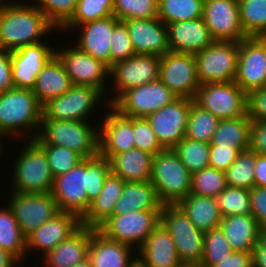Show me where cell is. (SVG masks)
<instances>
[{
    "label": "cell",
    "instance_id": "cell-1",
    "mask_svg": "<svg viewBox=\"0 0 266 267\" xmlns=\"http://www.w3.org/2000/svg\"><path fill=\"white\" fill-rule=\"evenodd\" d=\"M58 30L35 5L4 0L0 6V48L13 51L43 42ZM44 36V37H43Z\"/></svg>",
    "mask_w": 266,
    "mask_h": 267
},
{
    "label": "cell",
    "instance_id": "cell-2",
    "mask_svg": "<svg viewBox=\"0 0 266 267\" xmlns=\"http://www.w3.org/2000/svg\"><path fill=\"white\" fill-rule=\"evenodd\" d=\"M42 107L30 89L14 87L0 93V139L8 138L10 135L13 139L15 137L22 139L25 134L30 135L29 131L32 129L36 134H31L29 138L34 139L42 120ZM25 129H29L28 133Z\"/></svg>",
    "mask_w": 266,
    "mask_h": 267
},
{
    "label": "cell",
    "instance_id": "cell-3",
    "mask_svg": "<svg viewBox=\"0 0 266 267\" xmlns=\"http://www.w3.org/2000/svg\"><path fill=\"white\" fill-rule=\"evenodd\" d=\"M88 121L42 119L37 144L58 145L71 149L83 158L99 154V127Z\"/></svg>",
    "mask_w": 266,
    "mask_h": 267
},
{
    "label": "cell",
    "instance_id": "cell-4",
    "mask_svg": "<svg viewBox=\"0 0 266 267\" xmlns=\"http://www.w3.org/2000/svg\"><path fill=\"white\" fill-rule=\"evenodd\" d=\"M192 174L173 149L153 156L150 182L163 205H177L191 193Z\"/></svg>",
    "mask_w": 266,
    "mask_h": 267
},
{
    "label": "cell",
    "instance_id": "cell-5",
    "mask_svg": "<svg viewBox=\"0 0 266 267\" xmlns=\"http://www.w3.org/2000/svg\"><path fill=\"white\" fill-rule=\"evenodd\" d=\"M12 192L47 193L53 186V175L44 150L29 139L13 167Z\"/></svg>",
    "mask_w": 266,
    "mask_h": 267
},
{
    "label": "cell",
    "instance_id": "cell-6",
    "mask_svg": "<svg viewBox=\"0 0 266 267\" xmlns=\"http://www.w3.org/2000/svg\"><path fill=\"white\" fill-rule=\"evenodd\" d=\"M160 224L170 233L182 264L199 266L205 232L198 230L178 205H163Z\"/></svg>",
    "mask_w": 266,
    "mask_h": 267
},
{
    "label": "cell",
    "instance_id": "cell-7",
    "mask_svg": "<svg viewBox=\"0 0 266 267\" xmlns=\"http://www.w3.org/2000/svg\"><path fill=\"white\" fill-rule=\"evenodd\" d=\"M161 210L129 211L123 215H112L97 229L107 238L136 246L138 250L152 231L160 224Z\"/></svg>",
    "mask_w": 266,
    "mask_h": 267
},
{
    "label": "cell",
    "instance_id": "cell-8",
    "mask_svg": "<svg viewBox=\"0 0 266 267\" xmlns=\"http://www.w3.org/2000/svg\"><path fill=\"white\" fill-rule=\"evenodd\" d=\"M193 101L219 119L248 116L247 94L235 81L201 84Z\"/></svg>",
    "mask_w": 266,
    "mask_h": 267
},
{
    "label": "cell",
    "instance_id": "cell-9",
    "mask_svg": "<svg viewBox=\"0 0 266 267\" xmlns=\"http://www.w3.org/2000/svg\"><path fill=\"white\" fill-rule=\"evenodd\" d=\"M238 54L239 43L234 41H214L194 54L200 84L235 81Z\"/></svg>",
    "mask_w": 266,
    "mask_h": 267
},
{
    "label": "cell",
    "instance_id": "cell-10",
    "mask_svg": "<svg viewBox=\"0 0 266 267\" xmlns=\"http://www.w3.org/2000/svg\"><path fill=\"white\" fill-rule=\"evenodd\" d=\"M178 96L160 79L122 92L110 106L126 117H147Z\"/></svg>",
    "mask_w": 266,
    "mask_h": 267
},
{
    "label": "cell",
    "instance_id": "cell-11",
    "mask_svg": "<svg viewBox=\"0 0 266 267\" xmlns=\"http://www.w3.org/2000/svg\"><path fill=\"white\" fill-rule=\"evenodd\" d=\"M103 95L95 87L73 85L67 92L43 105L42 119L87 121Z\"/></svg>",
    "mask_w": 266,
    "mask_h": 267
},
{
    "label": "cell",
    "instance_id": "cell-12",
    "mask_svg": "<svg viewBox=\"0 0 266 267\" xmlns=\"http://www.w3.org/2000/svg\"><path fill=\"white\" fill-rule=\"evenodd\" d=\"M87 158L65 174L54 177L51 195L61 212H70L82 218L89 209L87 199Z\"/></svg>",
    "mask_w": 266,
    "mask_h": 267
},
{
    "label": "cell",
    "instance_id": "cell-13",
    "mask_svg": "<svg viewBox=\"0 0 266 267\" xmlns=\"http://www.w3.org/2000/svg\"><path fill=\"white\" fill-rule=\"evenodd\" d=\"M159 79L178 97L193 99L201 85L194 54L168 51L160 56Z\"/></svg>",
    "mask_w": 266,
    "mask_h": 267
},
{
    "label": "cell",
    "instance_id": "cell-14",
    "mask_svg": "<svg viewBox=\"0 0 266 267\" xmlns=\"http://www.w3.org/2000/svg\"><path fill=\"white\" fill-rule=\"evenodd\" d=\"M10 193L6 205L13 211L14 217L25 236L60 212L50 192Z\"/></svg>",
    "mask_w": 266,
    "mask_h": 267
},
{
    "label": "cell",
    "instance_id": "cell-15",
    "mask_svg": "<svg viewBox=\"0 0 266 267\" xmlns=\"http://www.w3.org/2000/svg\"><path fill=\"white\" fill-rule=\"evenodd\" d=\"M160 56L135 54L126 60L114 63L109 76L113 80V98L109 105L124 91L159 79Z\"/></svg>",
    "mask_w": 266,
    "mask_h": 267
},
{
    "label": "cell",
    "instance_id": "cell-16",
    "mask_svg": "<svg viewBox=\"0 0 266 267\" xmlns=\"http://www.w3.org/2000/svg\"><path fill=\"white\" fill-rule=\"evenodd\" d=\"M55 55L64 65L73 85L92 86L106 95L110 68L102 61L93 58L79 47L55 49Z\"/></svg>",
    "mask_w": 266,
    "mask_h": 267
},
{
    "label": "cell",
    "instance_id": "cell-17",
    "mask_svg": "<svg viewBox=\"0 0 266 267\" xmlns=\"http://www.w3.org/2000/svg\"><path fill=\"white\" fill-rule=\"evenodd\" d=\"M192 101L178 97L146 117L164 149H173L185 137Z\"/></svg>",
    "mask_w": 266,
    "mask_h": 267
},
{
    "label": "cell",
    "instance_id": "cell-18",
    "mask_svg": "<svg viewBox=\"0 0 266 267\" xmlns=\"http://www.w3.org/2000/svg\"><path fill=\"white\" fill-rule=\"evenodd\" d=\"M202 18L215 41L239 43L248 37L241 26L238 0H205Z\"/></svg>",
    "mask_w": 266,
    "mask_h": 267
},
{
    "label": "cell",
    "instance_id": "cell-19",
    "mask_svg": "<svg viewBox=\"0 0 266 267\" xmlns=\"http://www.w3.org/2000/svg\"><path fill=\"white\" fill-rule=\"evenodd\" d=\"M235 83L248 95L266 87V47L258 37L239 42Z\"/></svg>",
    "mask_w": 266,
    "mask_h": 267
},
{
    "label": "cell",
    "instance_id": "cell-20",
    "mask_svg": "<svg viewBox=\"0 0 266 267\" xmlns=\"http://www.w3.org/2000/svg\"><path fill=\"white\" fill-rule=\"evenodd\" d=\"M55 49L43 41L10 51L14 86L32 90L37 75L55 55Z\"/></svg>",
    "mask_w": 266,
    "mask_h": 267
},
{
    "label": "cell",
    "instance_id": "cell-21",
    "mask_svg": "<svg viewBox=\"0 0 266 267\" xmlns=\"http://www.w3.org/2000/svg\"><path fill=\"white\" fill-rule=\"evenodd\" d=\"M109 112L99 126V154L108 160L116 154L126 152L135 147L133 133V117L119 114L109 104Z\"/></svg>",
    "mask_w": 266,
    "mask_h": 267
},
{
    "label": "cell",
    "instance_id": "cell-22",
    "mask_svg": "<svg viewBox=\"0 0 266 267\" xmlns=\"http://www.w3.org/2000/svg\"><path fill=\"white\" fill-rule=\"evenodd\" d=\"M81 226V218L78 215L60 211L52 219L26 236V250H39L45 256Z\"/></svg>",
    "mask_w": 266,
    "mask_h": 267
},
{
    "label": "cell",
    "instance_id": "cell-23",
    "mask_svg": "<svg viewBox=\"0 0 266 267\" xmlns=\"http://www.w3.org/2000/svg\"><path fill=\"white\" fill-rule=\"evenodd\" d=\"M135 54L163 56L169 49L168 29L158 17L124 20Z\"/></svg>",
    "mask_w": 266,
    "mask_h": 267
},
{
    "label": "cell",
    "instance_id": "cell-24",
    "mask_svg": "<svg viewBox=\"0 0 266 267\" xmlns=\"http://www.w3.org/2000/svg\"><path fill=\"white\" fill-rule=\"evenodd\" d=\"M118 22L119 20L112 15L77 26L74 30L81 33L77 43L75 42L76 46L110 68L111 38Z\"/></svg>",
    "mask_w": 266,
    "mask_h": 267
},
{
    "label": "cell",
    "instance_id": "cell-25",
    "mask_svg": "<svg viewBox=\"0 0 266 267\" xmlns=\"http://www.w3.org/2000/svg\"><path fill=\"white\" fill-rule=\"evenodd\" d=\"M167 29L170 51L196 54L215 41L203 18L171 23Z\"/></svg>",
    "mask_w": 266,
    "mask_h": 267
},
{
    "label": "cell",
    "instance_id": "cell-26",
    "mask_svg": "<svg viewBox=\"0 0 266 267\" xmlns=\"http://www.w3.org/2000/svg\"><path fill=\"white\" fill-rule=\"evenodd\" d=\"M133 250L131 246L107 238L98 229L92 228L88 257L93 267H129L134 259Z\"/></svg>",
    "mask_w": 266,
    "mask_h": 267
},
{
    "label": "cell",
    "instance_id": "cell-27",
    "mask_svg": "<svg viewBox=\"0 0 266 267\" xmlns=\"http://www.w3.org/2000/svg\"><path fill=\"white\" fill-rule=\"evenodd\" d=\"M92 228L82 225L43 256L45 267H72L88 257Z\"/></svg>",
    "mask_w": 266,
    "mask_h": 267
},
{
    "label": "cell",
    "instance_id": "cell-28",
    "mask_svg": "<svg viewBox=\"0 0 266 267\" xmlns=\"http://www.w3.org/2000/svg\"><path fill=\"white\" fill-rule=\"evenodd\" d=\"M137 253L150 267H178L182 264L170 233L161 224L152 231Z\"/></svg>",
    "mask_w": 266,
    "mask_h": 267
},
{
    "label": "cell",
    "instance_id": "cell-29",
    "mask_svg": "<svg viewBox=\"0 0 266 267\" xmlns=\"http://www.w3.org/2000/svg\"><path fill=\"white\" fill-rule=\"evenodd\" d=\"M219 227L231 248L242 252H253L263 232L251 214L222 217Z\"/></svg>",
    "mask_w": 266,
    "mask_h": 267
},
{
    "label": "cell",
    "instance_id": "cell-30",
    "mask_svg": "<svg viewBox=\"0 0 266 267\" xmlns=\"http://www.w3.org/2000/svg\"><path fill=\"white\" fill-rule=\"evenodd\" d=\"M124 184L125 181L121 177L110 172L99 196L91 202L89 209L81 218L82 225L97 229L111 217L115 204L122 194Z\"/></svg>",
    "mask_w": 266,
    "mask_h": 267
},
{
    "label": "cell",
    "instance_id": "cell-31",
    "mask_svg": "<svg viewBox=\"0 0 266 267\" xmlns=\"http://www.w3.org/2000/svg\"><path fill=\"white\" fill-rule=\"evenodd\" d=\"M153 155L137 148L113 155L110 170L125 182H148L152 175Z\"/></svg>",
    "mask_w": 266,
    "mask_h": 267
},
{
    "label": "cell",
    "instance_id": "cell-32",
    "mask_svg": "<svg viewBox=\"0 0 266 267\" xmlns=\"http://www.w3.org/2000/svg\"><path fill=\"white\" fill-rule=\"evenodd\" d=\"M72 86L64 65L54 55L37 75L32 91L38 101L44 105L48 100L67 92Z\"/></svg>",
    "mask_w": 266,
    "mask_h": 267
},
{
    "label": "cell",
    "instance_id": "cell-33",
    "mask_svg": "<svg viewBox=\"0 0 266 267\" xmlns=\"http://www.w3.org/2000/svg\"><path fill=\"white\" fill-rule=\"evenodd\" d=\"M162 206L150 181L125 182L112 215H123L129 211L161 210Z\"/></svg>",
    "mask_w": 266,
    "mask_h": 267
},
{
    "label": "cell",
    "instance_id": "cell-34",
    "mask_svg": "<svg viewBox=\"0 0 266 267\" xmlns=\"http://www.w3.org/2000/svg\"><path fill=\"white\" fill-rule=\"evenodd\" d=\"M193 225L202 232L219 227L222 215L216 198L189 194L177 204Z\"/></svg>",
    "mask_w": 266,
    "mask_h": 267
},
{
    "label": "cell",
    "instance_id": "cell-35",
    "mask_svg": "<svg viewBox=\"0 0 266 267\" xmlns=\"http://www.w3.org/2000/svg\"><path fill=\"white\" fill-rule=\"evenodd\" d=\"M249 116H240L233 119H220L210 146L237 148L241 151L250 147Z\"/></svg>",
    "mask_w": 266,
    "mask_h": 267
},
{
    "label": "cell",
    "instance_id": "cell-36",
    "mask_svg": "<svg viewBox=\"0 0 266 267\" xmlns=\"http://www.w3.org/2000/svg\"><path fill=\"white\" fill-rule=\"evenodd\" d=\"M0 248L15 256L19 261L28 254L26 236L22 233L9 206L0 208Z\"/></svg>",
    "mask_w": 266,
    "mask_h": 267
},
{
    "label": "cell",
    "instance_id": "cell-37",
    "mask_svg": "<svg viewBox=\"0 0 266 267\" xmlns=\"http://www.w3.org/2000/svg\"><path fill=\"white\" fill-rule=\"evenodd\" d=\"M205 0H158V18L166 26L203 17Z\"/></svg>",
    "mask_w": 266,
    "mask_h": 267
},
{
    "label": "cell",
    "instance_id": "cell-38",
    "mask_svg": "<svg viewBox=\"0 0 266 267\" xmlns=\"http://www.w3.org/2000/svg\"><path fill=\"white\" fill-rule=\"evenodd\" d=\"M220 119L210 111L201 108L194 101L191 102L185 137L194 140L211 142Z\"/></svg>",
    "mask_w": 266,
    "mask_h": 267
},
{
    "label": "cell",
    "instance_id": "cell-39",
    "mask_svg": "<svg viewBox=\"0 0 266 267\" xmlns=\"http://www.w3.org/2000/svg\"><path fill=\"white\" fill-rule=\"evenodd\" d=\"M114 0H78L72 18L60 31H72L84 23L108 18L113 15ZM70 29V30H69Z\"/></svg>",
    "mask_w": 266,
    "mask_h": 267
},
{
    "label": "cell",
    "instance_id": "cell-40",
    "mask_svg": "<svg viewBox=\"0 0 266 267\" xmlns=\"http://www.w3.org/2000/svg\"><path fill=\"white\" fill-rule=\"evenodd\" d=\"M173 150L191 174L209 167V143L184 137Z\"/></svg>",
    "mask_w": 266,
    "mask_h": 267
},
{
    "label": "cell",
    "instance_id": "cell-41",
    "mask_svg": "<svg viewBox=\"0 0 266 267\" xmlns=\"http://www.w3.org/2000/svg\"><path fill=\"white\" fill-rule=\"evenodd\" d=\"M256 153L249 149L241 151L236 161L225 171L227 186L250 190L254 186Z\"/></svg>",
    "mask_w": 266,
    "mask_h": 267
},
{
    "label": "cell",
    "instance_id": "cell-42",
    "mask_svg": "<svg viewBox=\"0 0 266 267\" xmlns=\"http://www.w3.org/2000/svg\"><path fill=\"white\" fill-rule=\"evenodd\" d=\"M240 22L248 37L266 30V0H238Z\"/></svg>",
    "mask_w": 266,
    "mask_h": 267
},
{
    "label": "cell",
    "instance_id": "cell-43",
    "mask_svg": "<svg viewBox=\"0 0 266 267\" xmlns=\"http://www.w3.org/2000/svg\"><path fill=\"white\" fill-rule=\"evenodd\" d=\"M226 187V174L223 171L207 167L192 173L191 194L216 198Z\"/></svg>",
    "mask_w": 266,
    "mask_h": 267
},
{
    "label": "cell",
    "instance_id": "cell-44",
    "mask_svg": "<svg viewBox=\"0 0 266 267\" xmlns=\"http://www.w3.org/2000/svg\"><path fill=\"white\" fill-rule=\"evenodd\" d=\"M233 251L220 227L211 229L205 232L203 256L198 267H212L229 257Z\"/></svg>",
    "mask_w": 266,
    "mask_h": 267
},
{
    "label": "cell",
    "instance_id": "cell-45",
    "mask_svg": "<svg viewBox=\"0 0 266 267\" xmlns=\"http://www.w3.org/2000/svg\"><path fill=\"white\" fill-rule=\"evenodd\" d=\"M216 201L222 217L251 214L250 192L247 189L227 186Z\"/></svg>",
    "mask_w": 266,
    "mask_h": 267
},
{
    "label": "cell",
    "instance_id": "cell-46",
    "mask_svg": "<svg viewBox=\"0 0 266 267\" xmlns=\"http://www.w3.org/2000/svg\"><path fill=\"white\" fill-rule=\"evenodd\" d=\"M113 16L119 21L158 17V0H114Z\"/></svg>",
    "mask_w": 266,
    "mask_h": 267
},
{
    "label": "cell",
    "instance_id": "cell-47",
    "mask_svg": "<svg viewBox=\"0 0 266 267\" xmlns=\"http://www.w3.org/2000/svg\"><path fill=\"white\" fill-rule=\"evenodd\" d=\"M45 152L53 177L65 174L84 158L77 152L58 145L38 144Z\"/></svg>",
    "mask_w": 266,
    "mask_h": 267
},
{
    "label": "cell",
    "instance_id": "cell-48",
    "mask_svg": "<svg viewBox=\"0 0 266 267\" xmlns=\"http://www.w3.org/2000/svg\"><path fill=\"white\" fill-rule=\"evenodd\" d=\"M111 172L109 160L100 154L87 158V199L91 203L95 200L104 185L106 177Z\"/></svg>",
    "mask_w": 266,
    "mask_h": 267
},
{
    "label": "cell",
    "instance_id": "cell-49",
    "mask_svg": "<svg viewBox=\"0 0 266 267\" xmlns=\"http://www.w3.org/2000/svg\"><path fill=\"white\" fill-rule=\"evenodd\" d=\"M78 0H37L38 7L50 22L60 30L73 16Z\"/></svg>",
    "mask_w": 266,
    "mask_h": 267
},
{
    "label": "cell",
    "instance_id": "cell-50",
    "mask_svg": "<svg viewBox=\"0 0 266 267\" xmlns=\"http://www.w3.org/2000/svg\"><path fill=\"white\" fill-rule=\"evenodd\" d=\"M133 133L135 148L153 156L164 150L145 117H133Z\"/></svg>",
    "mask_w": 266,
    "mask_h": 267
},
{
    "label": "cell",
    "instance_id": "cell-51",
    "mask_svg": "<svg viewBox=\"0 0 266 267\" xmlns=\"http://www.w3.org/2000/svg\"><path fill=\"white\" fill-rule=\"evenodd\" d=\"M135 55L129 36L128 28L124 21H119L114 29L110 46V67L121 60H126Z\"/></svg>",
    "mask_w": 266,
    "mask_h": 267
},
{
    "label": "cell",
    "instance_id": "cell-52",
    "mask_svg": "<svg viewBox=\"0 0 266 267\" xmlns=\"http://www.w3.org/2000/svg\"><path fill=\"white\" fill-rule=\"evenodd\" d=\"M240 149L210 146L209 167L225 172L237 159Z\"/></svg>",
    "mask_w": 266,
    "mask_h": 267
},
{
    "label": "cell",
    "instance_id": "cell-53",
    "mask_svg": "<svg viewBox=\"0 0 266 267\" xmlns=\"http://www.w3.org/2000/svg\"><path fill=\"white\" fill-rule=\"evenodd\" d=\"M251 215L266 231V187L253 186L250 190Z\"/></svg>",
    "mask_w": 266,
    "mask_h": 267
},
{
    "label": "cell",
    "instance_id": "cell-54",
    "mask_svg": "<svg viewBox=\"0 0 266 267\" xmlns=\"http://www.w3.org/2000/svg\"><path fill=\"white\" fill-rule=\"evenodd\" d=\"M247 113L251 121H266V87L247 95Z\"/></svg>",
    "mask_w": 266,
    "mask_h": 267
},
{
    "label": "cell",
    "instance_id": "cell-55",
    "mask_svg": "<svg viewBox=\"0 0 266 267\" xmlns=\"http://www.w3.org/2000/svg\"><path fill=\"white\" fill-rule=\"evenodd\" d=\"M249 148L266 156V121H251Z\"/></svg>",
    "mask_w": 266,
    "mask_h": 267
},
{
    "label": "cell",
    "instance_id": "cell-56",
    "mask_svg": "<svg viewBox=\"0 0 266 267\" xmlns=\"http://www.w3.org/2000/svg\"><path fill=\"white\" fill-rule=\"evenodd\" d=\"M10 51L0 48V93L14 88Z\"/></svg>",
    "mask_w": 266,
    "mask_h": 267
},
{
    "label": "cell",
    "instance_id": "cell-57",
    "mask_svg": "<svg viewBox=\"0 0 266 267\" xmlns=\"http://www.w3.org/2000/svg\"><path fill=\"white\" fill-rule=\"evenodd\" d=\"M212 267H253V252L233 251L229 257Z\"/></svg>",
    "mask_w": 266,
    "mask_h": 267
},
{
    "label": "cell",
    "instance_id": "cell-58",
    "mask_svg": "<svg viewBox=\"0 0 266 267\" xmlns=\"http://www.w3.org/2000/svg\"><path fill=\"white\" fill-rule=\"evenodd\" d=\"M253 267H266V231L260 235L253 251Z\"/></svg>",
    "mask_w": 266,
    "mask_h": 267
},
{
    "label": "cell",
    "instance_id": "cell-59",
    "mask_svg": "<svg viewBox=\"0 0 266 267\" xmlns=\"http://www.w3.org/2000/svg\"><path fill=\"white\" fill-rule=\"evenodd\" d=\"M254 186L266 187V156L256 153Z\"/></svg>",
    "mask_w": 266,
    "mask_h": 267
},
{
    "label": "cell",
    "instance_id": "cell-60",
    "mask_svg": "<svg viewBox=\"0 0 266 267\" xmlns=\"http://www.w3.org/2000/svg\"><path fill=\"white\" fill-rule=\"evenodd\" d=\"M20 262L15 256L0 248V267H15Z\"/></svg>",
    "mask_w": 266,
    "mask_h": 267
},
{
    "label": "cell",
    "instance_id": "cell-61",
    "mask_svg": "<svg viewBox=\"0 0 266 267\" xmlns=\"http://www.w3.org/2000/svg\"><path fill=\"white\" fill-rule=\"evenodd\" d=\"M129 267H150V266L138 256L131 261Z\"/></svg>",
    "mask_w": 266,
    "mask_h": 267
},
{
    "label": "cell",
    "instance_id": "cell-62",
    "mask_svg": "<svg viewBox=\"0 0 266 267\" xmlns=\"http://www.w3.org/2000/svg\"><path fill=\"white\" fill-rule=\"evenodd\" d=\"M72 267H93V265H92L91 259L87 257L83 261L78 262Z\"/></svg>",
    "mask_w": 266,
    "mask_h": 267
},
{
    "label": "cell",
    "instance_id": "cell-63",
    "mask_svg": "<svg viewBox=\"0 0 266 267\" xmlns=\"http://www.w3.org/2000/svg\"><path fill=\"white\" fill-rule=\"evenodd\" d=\"M257 37L261 40V42L266 47V30H264L263 32H261Z\"/></svg>",
    "mask_w": 266,
    "mask_h": 267
},
{
    "label": "cell",
    "instance_id": "cell-64",
    "mask_svg": "<svg viewBox=\"0 0 266 267\" xmlns=\"http://www.w3.org/2000/svg\"><path fill=\"white\" fill-rule=\"evenodd\" d=\"M178 267H198V266L190 265V264H181V265L178 266Z\"/></svg>",
    "mask_w": 266,
    "mask_h": 267
}]
</instances>
